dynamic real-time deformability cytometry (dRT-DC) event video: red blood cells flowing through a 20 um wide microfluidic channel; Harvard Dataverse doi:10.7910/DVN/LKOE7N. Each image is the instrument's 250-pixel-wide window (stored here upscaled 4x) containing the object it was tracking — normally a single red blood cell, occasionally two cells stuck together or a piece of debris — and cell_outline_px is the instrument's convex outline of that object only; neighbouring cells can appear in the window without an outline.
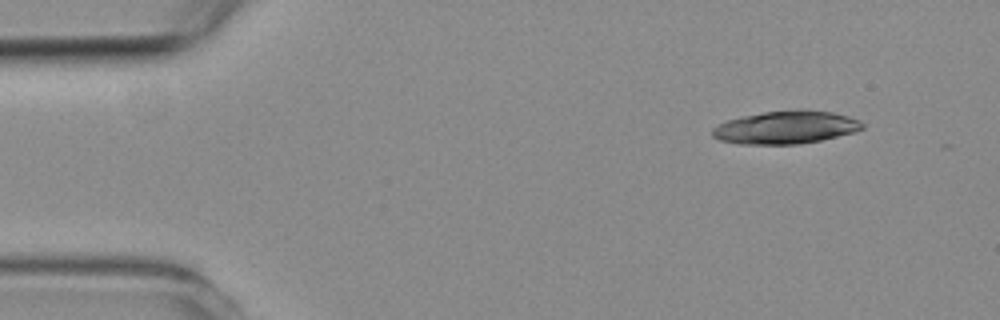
{"species": "common noctule bat (a hibernating species)", "species_latin": "Nyctalus noctula", "temperature_condition": "room temperature", "stored_images_in_passage": 2, "camera_frame_rate_fps": 3000, "um_per_image_px": 0.085, "animal": {"sex": "female", "body_mass_g": 19.3, "forearm_length_mm": 54.1}, "frame": {"image": 1, "passage_image": 1, "time_ms": 0.0, "image_size_px": [1000, 320], "cell_outline_px": [[864, 128], [856, 132], [820, 140], [800, 144], [736, 144], [720, 140], [712, 136], [712, 128], [728, 120], [744, 116], [764, 112], [800, 108], [804, 108], [832, 112], [848, 116], [860, 120], [864, 124]], "centroid_in_image_um": [66.83, 10.82], "position_along_channel_um": 18.2, "area_um2": 29.02}}